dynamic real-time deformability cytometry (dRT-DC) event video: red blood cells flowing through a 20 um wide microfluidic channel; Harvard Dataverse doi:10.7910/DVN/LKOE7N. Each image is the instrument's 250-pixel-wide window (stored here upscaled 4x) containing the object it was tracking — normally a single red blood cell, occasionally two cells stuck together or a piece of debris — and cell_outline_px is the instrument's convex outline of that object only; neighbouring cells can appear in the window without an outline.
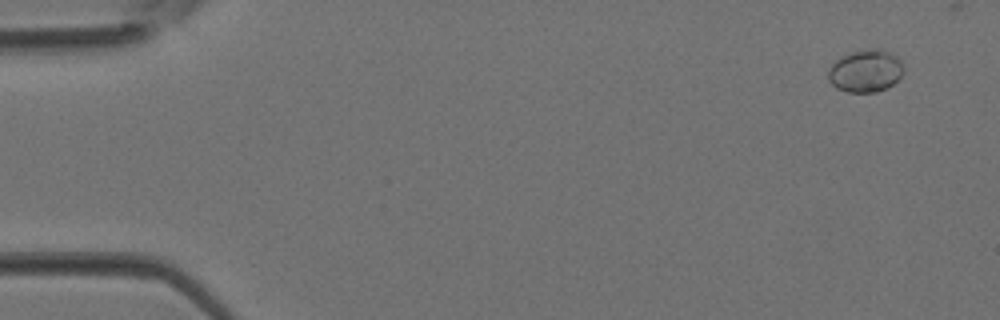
{"species": "Egyptian fruit bat (a non-hibernating species)", "species_latin": "Rousettus aegyptiacus", "temperature_condition": "room temperature", "stored_images_in_passage": 3, "camera_frame_rate_fps": 3000, "um_per_image_px": 0.085, "animal": {"sex": "female"}, "frame": {"image": 1, "passage_image": 1, "time_ms": 0.0, "image_size_px": [1000, 320], "cell_outline_px": [[904, 68], [900, 76], [892, 84], [876, 92], [848, 92], [836, 88], [828, 80], [828, 68], [836, 60], [852, 52], [880, 48], [884, 48], [896, 56], [904, 64]], "centroid_in_image_um": [73.57, 6.03], "position_along_channel_um": 11.4, "area_um2": 18.5}}